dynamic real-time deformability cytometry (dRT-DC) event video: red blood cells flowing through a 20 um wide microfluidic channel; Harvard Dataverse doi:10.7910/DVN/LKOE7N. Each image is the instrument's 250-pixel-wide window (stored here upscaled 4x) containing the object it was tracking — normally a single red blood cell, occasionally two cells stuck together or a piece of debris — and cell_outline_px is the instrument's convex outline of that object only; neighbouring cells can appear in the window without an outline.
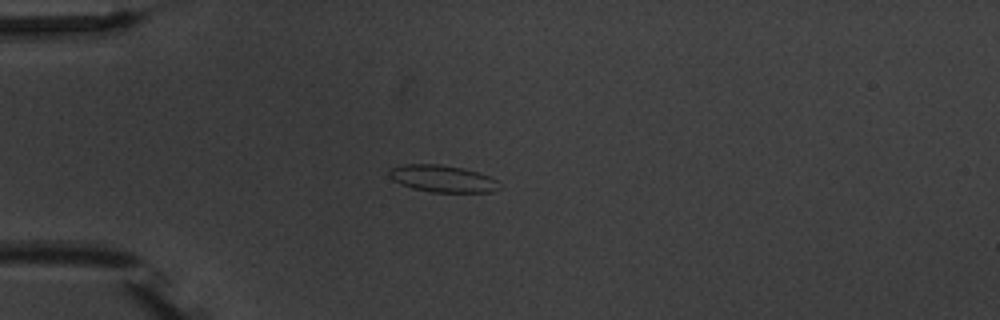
{"species": "common noctule bat (a hibernating species)", "species_latin": "Nyctalus noctula", "temperature_condition": "warm", "stored_images_in_passage": 4, "camera_frame_rate_fps": 3000, "um_per_image_px": 0.085, "animal": {"sex": "male", "body_mass_g": 20.1, "forearm_length_mm": 53.5}, "frame": {"image": 1, "passage_image": 4, "time_ms": 3.667, "image_size_px": [1000, 320], "cell_outline_px": [[500, 188], [492, 192], [432, 192], [412, 188], [400, 184], [392, 180], [388, 176], [388, 172], [392, 168], [404, 164], [440, 164], [460, 168], [476, 172], [488, 176], [496, 180]], "centroid_in_image_um": [37.57, 15.19], "position_along_channel_um": 47.4, "area_um2": 17.17}}